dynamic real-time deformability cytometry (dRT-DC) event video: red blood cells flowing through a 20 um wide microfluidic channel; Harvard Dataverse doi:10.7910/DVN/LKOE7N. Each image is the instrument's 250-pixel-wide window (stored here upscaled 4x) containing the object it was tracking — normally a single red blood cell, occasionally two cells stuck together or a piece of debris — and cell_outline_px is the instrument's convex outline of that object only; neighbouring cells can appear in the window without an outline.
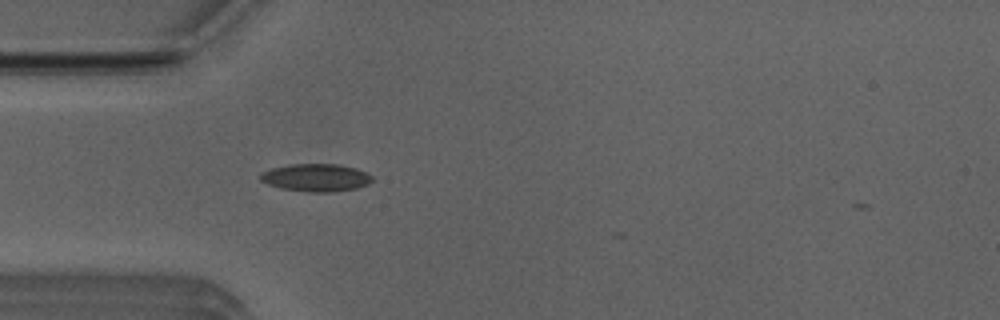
{"species": "Egyptian fruit bat (a non-hibernating species)", "species_latin": "Rousettus aegyptiacus", "temperature_condition": "room temperature", "stored_images_in_passage": 17, "camera_frame_rate_fps": 3000, "um_per_image_px": 0.085, "animal": {"sex": "male"}, "frame": {"image": 1, "passage_image": 14, "time_ms": 4.333, "image_size_px": [1000, 320], "cell_outline_px": [[372, 180], [368, 184], [356, 188], [332, 192], [308, 192], [280, 188], [268, 184], [260, 180], [260, 176], [264, 172], [272, 168], [288, 164], [336, 164], [356, 168], [372, 176]], "centroid_in_image_um": [26.85, 15.1], "position_along_channel_um": 58.1, "area_um2": 17.92}}